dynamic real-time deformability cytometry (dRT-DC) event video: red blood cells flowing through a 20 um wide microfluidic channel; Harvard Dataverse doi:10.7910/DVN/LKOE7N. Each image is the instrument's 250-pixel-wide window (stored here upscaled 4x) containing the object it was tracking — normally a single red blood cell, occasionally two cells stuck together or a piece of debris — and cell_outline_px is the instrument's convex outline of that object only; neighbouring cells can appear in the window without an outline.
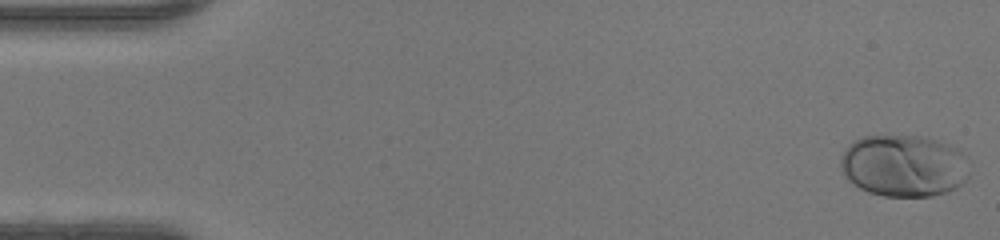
{"species": "human", "species_latin": "Homo sapiens", "temperature_condition": "warm", "stored_images_in_passage": 48, "camera_frame_rate_fps": 3000, "um_per_image_px": 0.085, "donor": {"sex": "female"}, "frame": {"image": 1, "passage_image": 1, "time_ms": 0.0, "image_size_px": [1000, 240], "cell_outline_px": [[968, 176], [956, 188], [948, 192], [932, 196], [884, 196], [868, 192], [860, 188], [848, 180], [844, 176], [840, 168], [840, 156], [844, 148], [852, 140], [864, 136], [924, 136], [960, 148]], "centroid_in_image_um": [76.75, 14.08], "position_along_channel_um": 8.2, "area_um2": 46.7}}
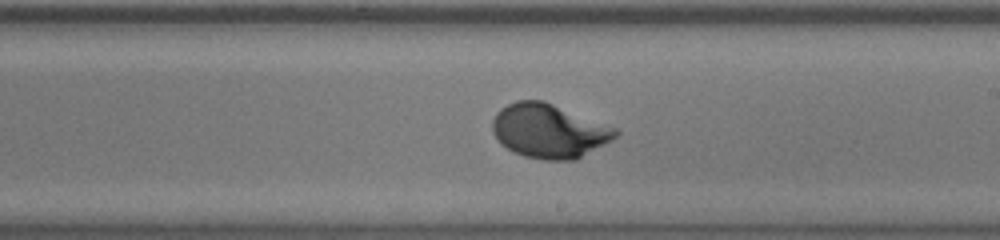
{"frame": {"image": 2, "passage_image": 28, "time_ms": 9.0, "image_size_px": [1000, 240], "cell_outline_px": [[620, 132], [612, 140], [576, 160], [544, 160], [524, 156], [500, 144], [492, 132], [492, 120], [496, 112], [500, 108], [516, 100], [544, 100], [616, 128]], "centroid_in_image_um": [46.65, 11.12], "position_along_channel_um": 242.4, "area_um2": 38.84}}
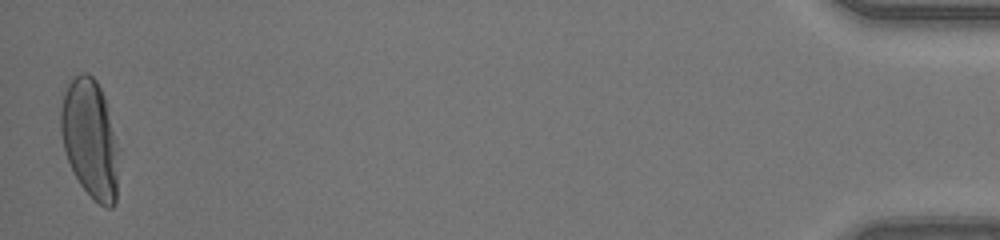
{"frame": {"image": 3, "passage_image": 48, "time_ms": 15.667, "image_size_px": [1000, 240], "cell_outline_px": [[116, 204], [112, 208], [104, 208], [80, 184], [68, 160], [64, 148], [60, 132], [60, 108], [68, 84], [80, 72], [88, 72], [96, 80], [108, 104], [116, 152]], "centroid_in_image_um": [7.62, 11.76], "position_along_channel_um": 427.6, "area_um2": 39.13}, "authors_computed_cell_mechanics": {"area_um2": 37.9457, "velocity_mm_per_s": 4.2488, "shape_relaxation_time_tau1_ms": 2.4518, "shape_relaxation_time_tau2_ms": null, "deformation_change_tau1": 0.1743, "deformation_change_tau2": null}}